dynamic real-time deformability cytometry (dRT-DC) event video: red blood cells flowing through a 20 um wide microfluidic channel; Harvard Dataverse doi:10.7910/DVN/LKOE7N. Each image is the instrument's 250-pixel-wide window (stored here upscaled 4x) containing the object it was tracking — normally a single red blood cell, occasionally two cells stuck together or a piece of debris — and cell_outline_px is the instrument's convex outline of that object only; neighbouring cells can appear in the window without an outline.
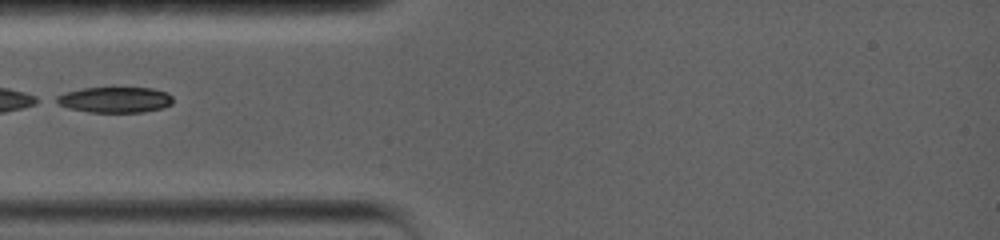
{"species": "common noctule bat (a hibernating species)", "species_latin": "Nyctalus noctula", "temperature_condition": "warm", "stored_images_in_passage": 20, "camera_frame_rate_fps": 5000, "um_per_image_px": 0.085, "animal": {"sex": "female", "body_mass_g": 19.0, "forearm_length_mm": 56.7}, "frame": {"image": 1, "passage_image": 1, "time_ms": 0.0, "image_size_px": [1000, 240], "cell_outline_px": [[172, 104], [164, 108], [144, 112], [88, 112], [68, 108], [52, 100], [56, 96], [64, 92], [84, 88], [152, 88], [168, 92], [172, 96]], "centroid_in_image_um": [9.77, 8.48], "position_along_channel_um": 75.2, "area_um2": 17.63}}
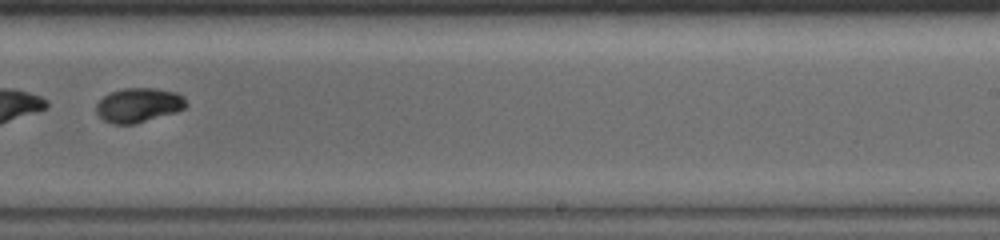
{"frame": {"image": 2, "passage_image": 12, "time_ms": 5.6, "image_size_px": [1000, 240], "cell_outline_px": [[188, 104], [184, 108], [176, 112], [136, 124], [112, 124], [104, 120], [96, 112], [96, 104], [104, 96], [112, 92], [124, 88], [156, 88], [176, 92], [184, 96]], "centroid_in_image_um": [11.8, 8.94], "position_along_channel_um": 277.2, "area_um2": 18.09}}